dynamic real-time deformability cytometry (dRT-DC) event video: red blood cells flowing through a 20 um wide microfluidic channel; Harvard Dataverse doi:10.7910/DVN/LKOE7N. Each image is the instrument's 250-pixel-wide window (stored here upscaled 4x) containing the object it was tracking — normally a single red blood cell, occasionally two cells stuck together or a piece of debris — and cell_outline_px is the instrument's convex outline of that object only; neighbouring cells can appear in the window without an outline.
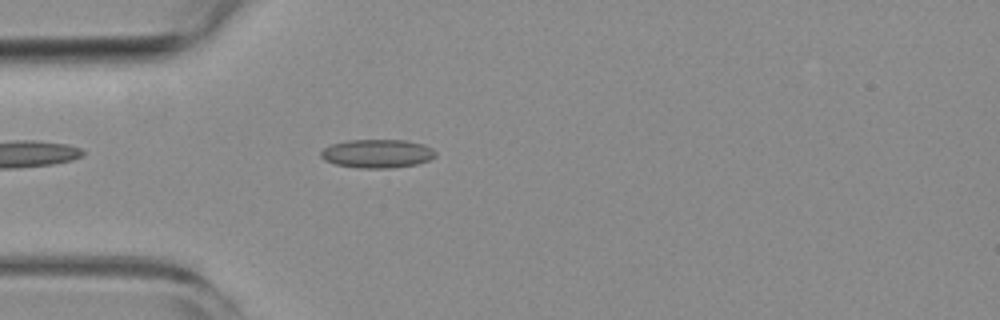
{"species": "common noctule bat (a hibernating species)", "species_latin": "Nyctalus noctula", "temperature_condition": "room temperature", "stored_images_in_passage": 37, "camera_frame_rate_fps": 3000, "um_per_image_px": 0.085, "animal": {"sex": "female", "body_mass_g": 19.3, "forearm_length_mm": 54.1}, "frame": {"image": 1, "passage_image": 5, "time_ms": 1.333, "image_size_px": [1000, 320], "cell_outline_px": [[436, 156], [428, 160], [416, 164], [392, 168], [356, 168], [336, 164], [324, 160], [320, 156], [320, 152], [324, 148], [332, 144], [348, 140], [404, 140], [424, 144], [432, 148], [436, 152]], "centroid_in_image_um": [32.06, 13.06], "position_along_channel_um": 52.9, "area_um2": 19.13}}
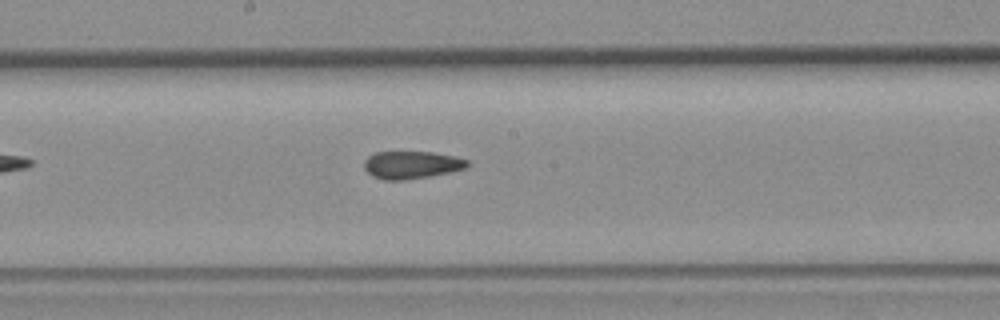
{"frame": {"image": 2, "passage_image": 18, "time_ms": 5.667, "image_size_px": [1000, 320], "cell_outline_px": [[468, 164], [464, 168], [448, 172], [428, 176], [404, 180], [384, 180], [372, 176], [364, 168], [364, 160], [368, 156], [376, 152], [432, 152], [456, 156], [468, 160]], "centroid_in_image_um": [34.94, 14.01], "position_along_channel_um": 213.3, "area_um2": 16.47}}
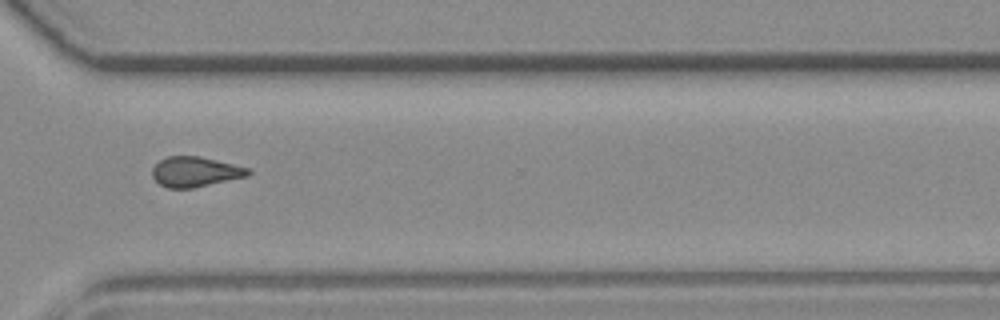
{"frame": {"image": 3, "passage_image": 29, "time_ms": 9.333, "image_size_px": [1000, 320], "cell_outline_px": [[252, 172], [248, 176], [192, 188], [168, 188], [160, 184], [152, 176], [152, 168], [160, 160], [168, 156], [200, 156], [252, 168]], "centroid_in_image_um": [16.63, 14.59], "position_along_channel_um": 354.0, "area_um2": 16.88}, "authors_computed_cell_mechanics": {"area_um2": 17.2822, "velocity_mm_per_s": 3.8382, "shape_relaxation_time_tau1_ms": 10.9836, "shape_relaxation_time_tau2_ms": 2.6595, "deformation_change_tau1": 0.1833, "deformation_change_tau2": 0.1105}}